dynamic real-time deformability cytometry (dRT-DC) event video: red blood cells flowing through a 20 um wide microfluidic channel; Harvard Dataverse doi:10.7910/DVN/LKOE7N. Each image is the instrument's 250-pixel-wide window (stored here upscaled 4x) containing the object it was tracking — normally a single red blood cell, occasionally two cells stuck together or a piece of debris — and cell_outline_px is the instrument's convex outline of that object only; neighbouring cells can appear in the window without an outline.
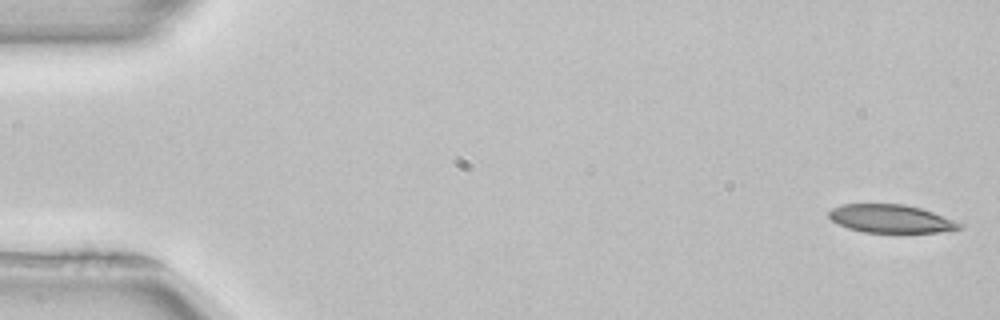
{"species": "common noctule bat (a hibernating species)", "species_latin": "Nyctalus noctula", "temperature_condition": "room temperature", "stored_images_in_passage": 52, "camera_frame_rate_fps": 3000, "um_per_image_px": 0.085, "animal": {"sex": "female", "body_mass_g": 22.7, "forearm_length_mm": 54.2}, "frame": {"image": 1, "passage_image": 1, "time_ms": 0.0, "image_size_px": [1000, 320], "cell_outline_px": [[964, 228], [940, 232], [864, 232], [848, 228], [836, 224], [828, 216], [828, 212], [832, 208], [844, 204], [904, 204], [920, 208], [932, 212], [964, 224]], "centroid_in_image_um": [75.72, 18.59], "position_along_channel_um": 9.3, "area_um2": 21.39}}
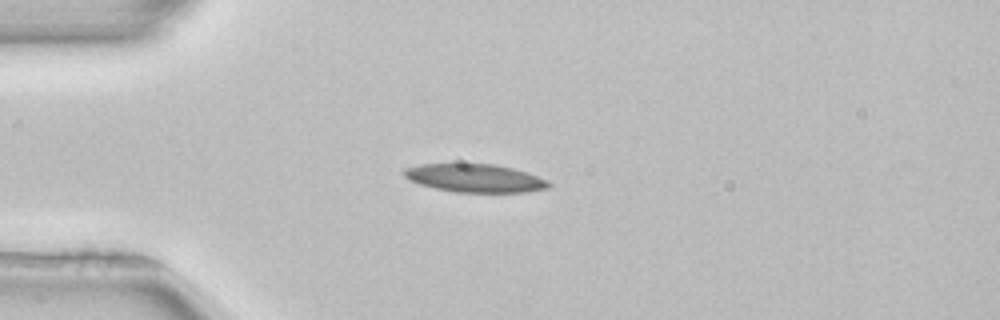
{"frame": {"image": 2, "passage_image": 13, "time_ms": 4.0, "image_size_px": [1000, 320], "cell_outline_px": [[552, 184], [548, 188], [524, 192], [456, 192], [436, 188], [420, 184], [408, 180], [404, 176], [404, 168], [420, 164], [492, 164], [512, 168], [548, 180]], "centroid_in_image_um": [40.35, 15.14], "position_along_channel_um": 44.7, "area_um2": 23.52}}
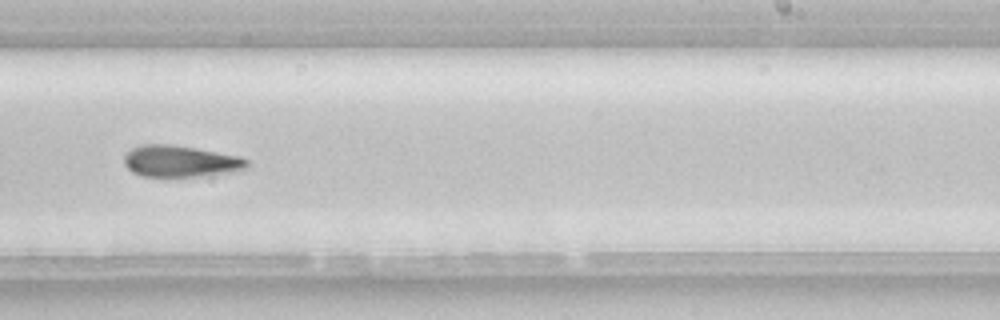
{"frame": {"image": 3, "passage_image": 32, "time_ms": 10.333, "image_size_px": [1000, 320], "cell_outline_px": [[248, 168], [236, 172], [200, 176], [144, 176], [132, 172], [124, 164], [124, 156], [132, 148], [140, 144], [168, 144], [196, 148], [240, 156], [248, 160]], "centroid_in_image_um": [15.37, 13.7], "position_along_channel_um": 273.6, "area_um2": 22.66}}